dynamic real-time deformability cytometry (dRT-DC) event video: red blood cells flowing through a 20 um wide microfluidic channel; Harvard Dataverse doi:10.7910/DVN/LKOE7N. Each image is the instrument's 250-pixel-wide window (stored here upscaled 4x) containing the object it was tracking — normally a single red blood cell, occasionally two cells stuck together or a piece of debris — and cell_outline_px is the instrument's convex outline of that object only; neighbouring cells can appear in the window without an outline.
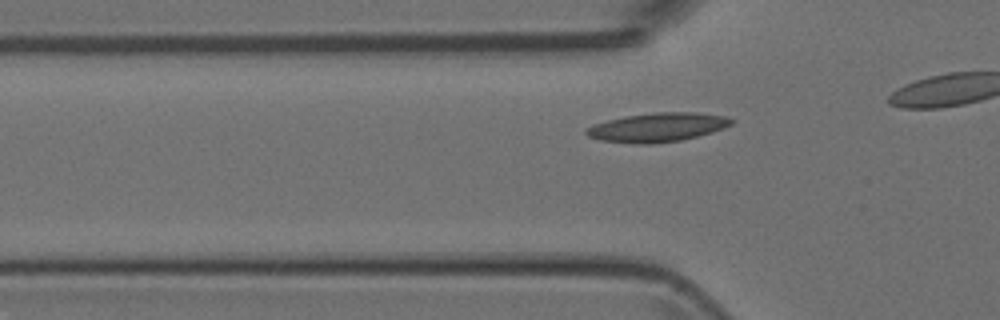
{"species": "Egyptian fruit bat (a non-hibernating species)", "species_latin": "Rousettus aegyptiacus", "temperature_condition": "room temperature", "stored_images_in_passage": 10, "camera_frame_rate_fps": 3000, "um_per_image_px": 0.085, "animal": {"sex": "female"}, "frame": {"image": 1, "passage_image": 5, "time_ms": 1.333, "image_size_px": [1000, 320], "cell_outline_px": [[732, 120], [728, 124], [720, 128], [696, 136], [676, 140], [604, 140], [592, 136], [588, 132], [588, 128], [596, 124], [612, 120], [632, 116], [664, 112], [684, 112], [720, 116]], "centroid_in_image_um": [55.94, 10.77], "position_along_channel_um": 69.9, "area_um2": 21.44}}
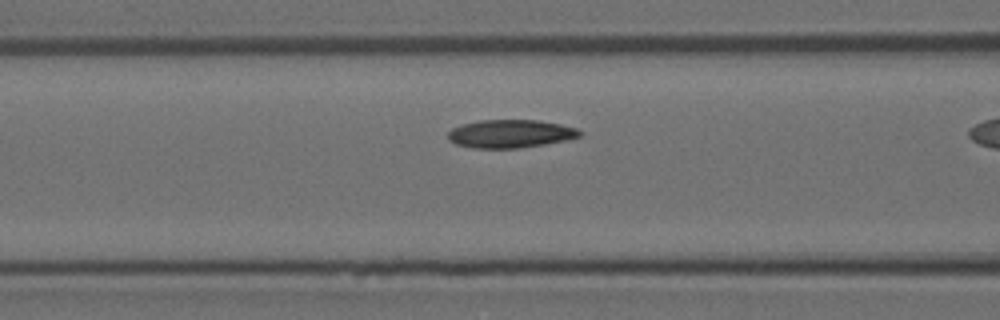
{"frame": {"image": 2, "passage_image": 9, "time_ms": 2.667, "image_size_px": [1000, 320], "cell_outline_px": [[580, 136], [540, 144], [512, 148], [480, 148], [460, 144], [452, 140], [448, 136], [448, 132], [464, 124], [488, 120], [532, 120], [556, 124], [572, 128], [580, 132]], "centroid_in_image_um": [43.34, 11.36], "position_along_channel_um": 123.3, "area_um2": 20.17}}